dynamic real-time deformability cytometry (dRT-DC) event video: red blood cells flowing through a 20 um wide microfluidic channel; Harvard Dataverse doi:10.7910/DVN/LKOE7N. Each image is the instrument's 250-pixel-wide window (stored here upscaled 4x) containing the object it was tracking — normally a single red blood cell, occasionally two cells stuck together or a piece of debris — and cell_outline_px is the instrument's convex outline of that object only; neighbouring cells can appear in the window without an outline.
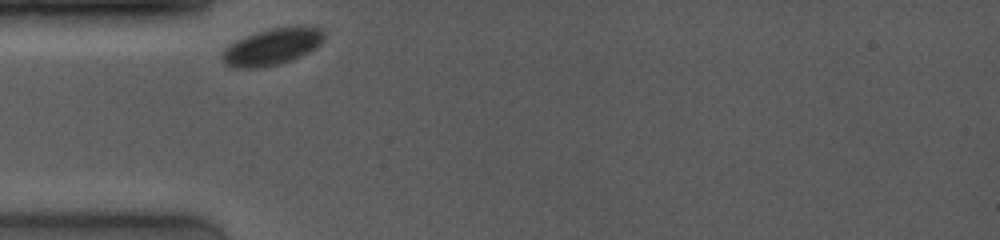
{"species": "common noctule bat (a hibernating species)", "species_latin": "Nyctalus noctula", "temperature_condition": "room temperature", "stored_images_in_passage": 40, "camera_frame_rate_fps": 4000, "um_per_image_px": 0.085, "animal": {"sex": "female", "body_mass_g": 19.0, "forearm_length_mm": 53.3}, "frame": {"image": 1, "passage_image": 1, "time_ms": 0.0, "image_size_px": [1000, 240], "cell_outline_px": [[324, 36], [320, 44], [316, 48], [308, 52], [288, 60], [276, 64], [260, 68], [236, 68], [228, 64], [224, 60], [224, 48], [256, 32], [272, 28], [300, 24], [320, 28], [324, 32]], "centroid_in_image_um": [23.21, 3.93], "position_along_channel_um": 61.8, "area_um2": 21.27}}
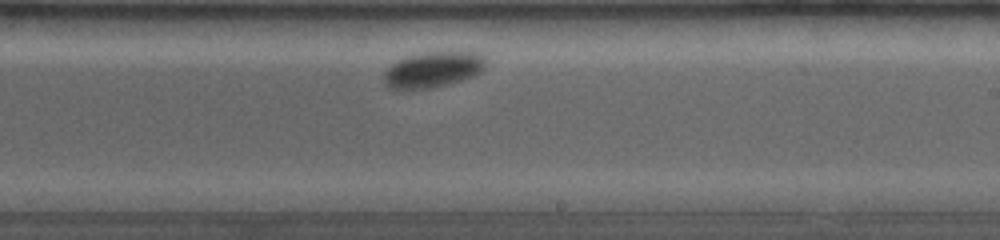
{"frame": {"image": 2, "passage_image": 23, "time_ms": 5.5, "image_size_px": [1000, 240], "cell_outline_px": [[488, 60], [484, 68], [476, 76], [448, 84], [432, 88], [388, 88], [384, 84], [384, 72], [392, 64], [408, 56], [420, 52], [480, 52]], "centroid_in_image_um": [36.87, 5.9], "position_along_channel_um": 252.1, "area_um2": 21.27}}
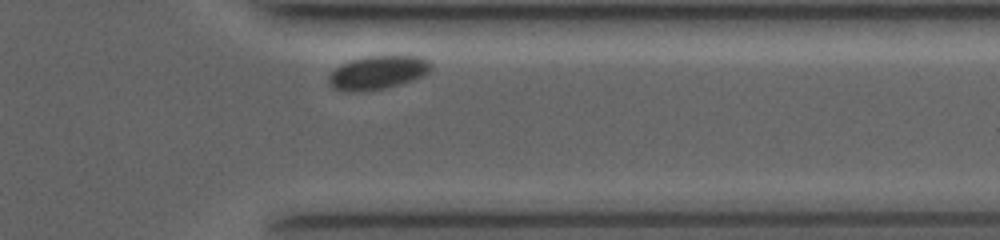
{"frame": {"image": 3, "passage_image": 37, "time_ms": 9.0, "image_size_px": [1000, 240], "cell_outline_px": [[432, 68], [424, 76], [400, 84], [384, 88], [364, 92], [344, 92], [332, 88], [328, 84], [328, 76], [336, 68], [352, 60], [368, 56], [420, 56], [428, 60], [432, 64]], "centroid_in_image_um": [32.1, 6.19], "position_along_channel_um": 379.3, "area_um2": 20.11}}